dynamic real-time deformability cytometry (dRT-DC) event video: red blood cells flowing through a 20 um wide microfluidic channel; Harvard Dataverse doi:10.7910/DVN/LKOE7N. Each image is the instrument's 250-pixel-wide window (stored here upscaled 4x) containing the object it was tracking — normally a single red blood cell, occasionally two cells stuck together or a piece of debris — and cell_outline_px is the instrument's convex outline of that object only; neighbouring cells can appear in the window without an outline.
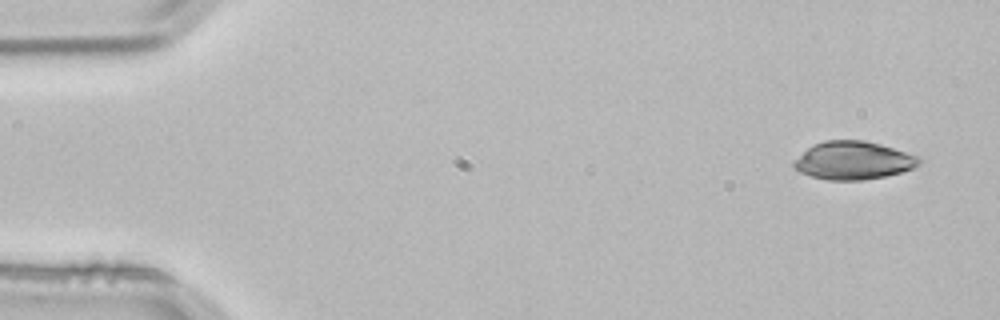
{"species": "common noctule bat (a hibernating species)", "species_latin": "Nyctalus noctula", "temperature_condition": "room temperature", "stored_images_in_passage": 4, "camera_frame_rate_fps": 3000, "um_per_image_px": 0.085, "animal": {"sex": "male", "body_mass_g": 21.5, "forearm_length_mm": 52.0}, "frame": {"image": 1, "passage_image": 1, "time_ms": 0.0, "image_size_px": [1000, 320], "cell_outline_px": [[924, 160], [920, 164], [912, 168], [900, 172], [884, 176], [864, 180], [828, 180], [812, 176], [800, 172], [792, 168], [792, 164], [808, 148], [824, 140], [864, 140], [880, 144], [920, 156]], "centroid_in_image_um": [72.56, 13.64], "position_along_channel_um": 12.4, "area_um2": 27.69}}